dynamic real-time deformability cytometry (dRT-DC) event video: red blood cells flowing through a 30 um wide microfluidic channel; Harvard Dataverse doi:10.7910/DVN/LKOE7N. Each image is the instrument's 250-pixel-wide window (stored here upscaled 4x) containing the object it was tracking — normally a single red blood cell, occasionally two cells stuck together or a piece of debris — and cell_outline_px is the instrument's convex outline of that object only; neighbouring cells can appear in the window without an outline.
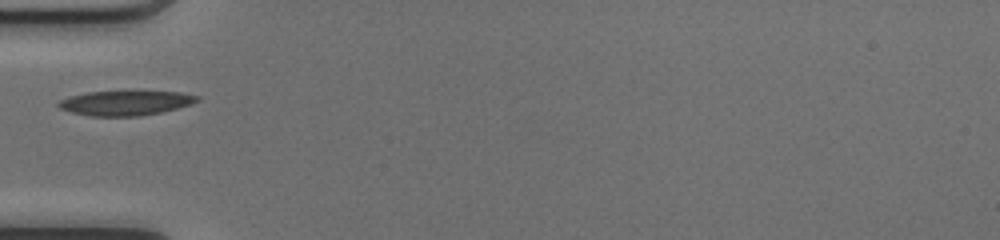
{"species": "common noctule bat (a hibernating species)", "species_latin": "Nyctalus noctula", "temperature_condition": "cold", "stored_images_in_passage": 32, "camera_frame_rate_fps": 3000, "um_per_image_px": 0.085, "animal": {"sex": "female", "body_mass_g": 17.0, "forearm_length_mm": 48.0}, "frame": {"image": 1, "passage_image": 1, "time_ms": 0.0, "image_size_px": [1000, 240], "cell_outline_px": [[200, 96], [192, 104], [160, 112], [140, 116], [88, 116], [72, 112], [60, 108], [56, 104], [60, 100], [68, 96], [88, 92], [180, 92]], "centroid_in_image_um": [10.62, 8.76], "position_along_channel_um": 74.4, "area_um2": 19.65}}
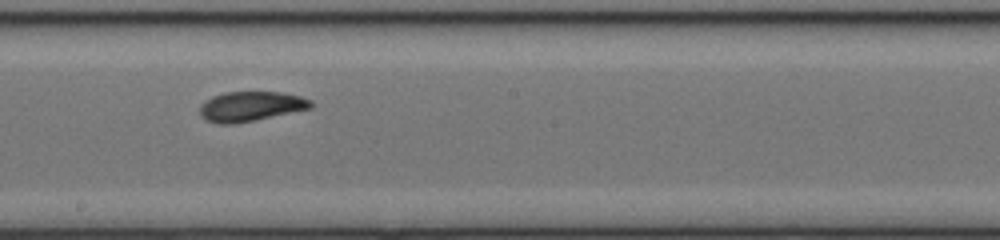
{"frame": {"image": 2, "passage_image": 12, "time_ms": 3.667, "image_size_px": [1000, 240], "cell_outline_px": [[312, 108], [256, 120], [232, 124], [220, 124], [208, 120], [200, 116], [200, 104], [212, 96], [224, 92], [280, 92], [300, 96], [312, 100]], "centroid_in_image_um": [21.31, 9.04], "position_along_channel_um": 226.9, "area_um2": 19.31}}
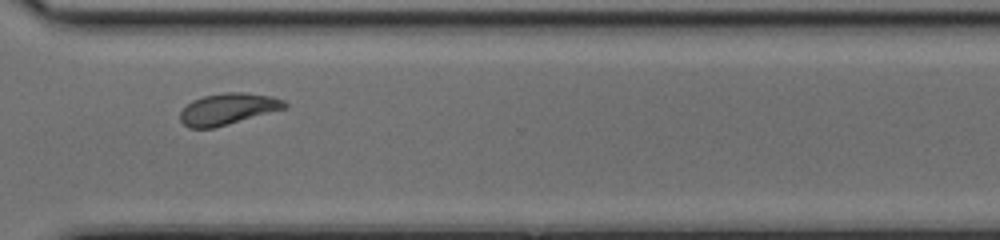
{"frame": {"image": 3, "passage_image": 21, "time_ms": 6.667, "image_size_px": [1000, 240], "cell_outline_px": [[288, 108], [228, 124], [212, 128], [188, 128], [180, 120], [180, 112], [192, 100], [204, 96], [224, 92], [244, 92], [272, 96], [284, 100], [288, 104]], "centroid_in_image_um": [19.4, 9.25], "position_along_channel_um": 351.2, "area_um2": 19.19}}